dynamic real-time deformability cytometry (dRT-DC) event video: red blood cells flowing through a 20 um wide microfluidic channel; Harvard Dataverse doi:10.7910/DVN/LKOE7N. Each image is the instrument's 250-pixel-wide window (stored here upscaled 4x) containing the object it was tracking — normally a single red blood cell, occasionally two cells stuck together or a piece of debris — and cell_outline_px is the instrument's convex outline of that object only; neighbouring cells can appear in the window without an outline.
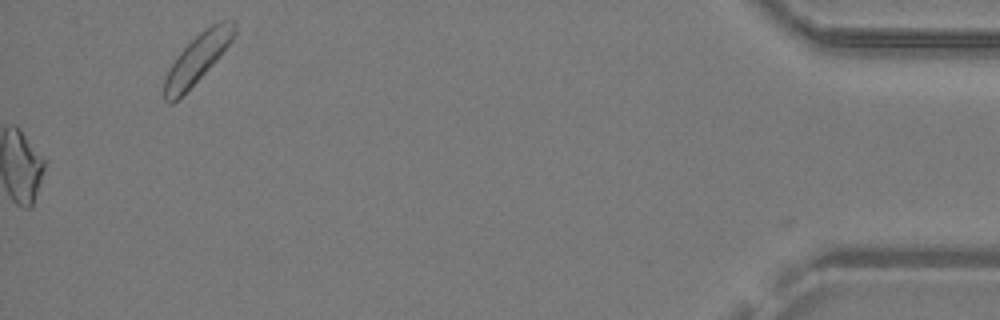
{"species": "common noctule bat (a hibernating species)", "species_latin": "Nyctalus noctula", "temperature_condition": "warm", "stored_images_in_passage": 24, "camera_frame_rate_fps": 3000, "um_per_image_px": 0.085, "animal": {"sex": "male", "body_mass_g": 19.2, "forearm_length_mm": 51.8}, "frame": {"image": 1, "passage_image": 24, "time_ms": 7.667, "image_size_px": [1000, 320], "cell_outline_px": [[236, 32], [232, 40], [220, 56], [172, 104], [168, 104], [164, 100], [164, 80], [172, 64], [180, 52], [200, 32], [212, 24], [220, 20], [236, 20]], "centroid_in_image_um": [16.8, 4.93], "position_along_channel_um": 418.4, "area_um2": 19.31}}